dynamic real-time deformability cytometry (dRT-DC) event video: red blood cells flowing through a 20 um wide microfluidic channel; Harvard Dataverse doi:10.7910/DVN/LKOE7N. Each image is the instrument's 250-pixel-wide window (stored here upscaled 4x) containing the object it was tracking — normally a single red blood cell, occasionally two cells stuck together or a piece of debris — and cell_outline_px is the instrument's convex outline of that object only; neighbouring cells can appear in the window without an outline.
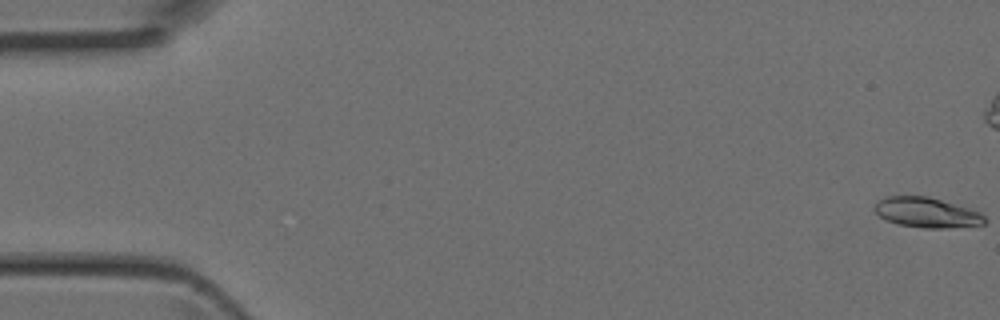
{"species": "Egyptian fruit bat (a non-hibernating species)", "species_latin": "Rousettus aegyptiacus", "temperature_condition": "room temperature", "stored_images_in_passage": 42, "camera_frame_rate_fps": 3000, "um_per_image_px": 0.085, "animal": {"sex": "female"}, "frame": {"image": 1, "passage_image": 1, "time_ms": 0.0, "image_size_px": [1000, 320], "cell_outline_px": [[984, 224], [944, 228], [924, 228], [900, 224], [888, 220], [880, 216], [872, 208], [884, 196], [928, 196], [968, 208], [980, 212], [984, 216]], "centroid_in_image_um": [78.75, 18.05], "position_along_channel_um": 6.3, "area_um2": 18.96}}
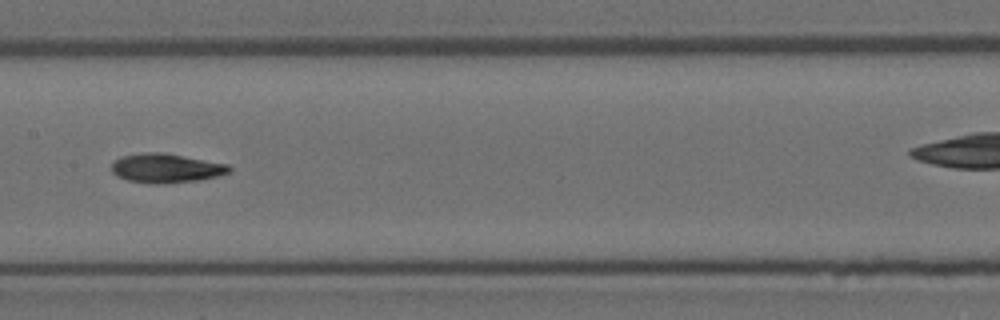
{"frame": {"image": 2, "passage_image": 23, "time_ms": 7.333, "image_size_px": [1000, 320], "cell_outline_px": [[232, 172], [220, 176], [200, 180], [164, 184], [152, 184], [128, 180], [116, 176], [112, 172], [112, 164], [120, 156], [144, 152], [160, 152], [228, 164], [232, 168]], "centroid_in_image_um": [14.14, 14.31], "position_along_channel_um": 193.3, "area_um2": 20.17}}
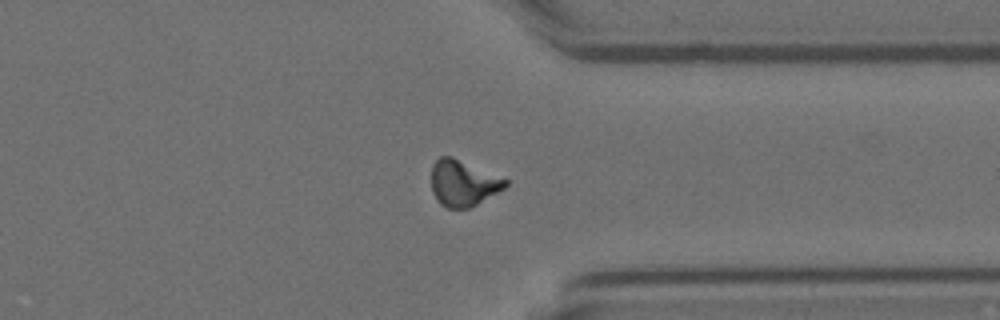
{"frame": {"image": 3, "passage_image": 35, "time_ms": 11.333, "image_size_px": [1000, 320], "cell_outline_px": [[508, 184], [504, 188], [476, 204], [468, 208], [448, 208], [440, 204], [436, 200], [432, 192], [432, 164], [440, 156], [452, 156], [508, 180]], "centroid_in_image_um": [39.33, 15.56], "position_along_channel_um": 372.1, "area_um2": 19.65}}